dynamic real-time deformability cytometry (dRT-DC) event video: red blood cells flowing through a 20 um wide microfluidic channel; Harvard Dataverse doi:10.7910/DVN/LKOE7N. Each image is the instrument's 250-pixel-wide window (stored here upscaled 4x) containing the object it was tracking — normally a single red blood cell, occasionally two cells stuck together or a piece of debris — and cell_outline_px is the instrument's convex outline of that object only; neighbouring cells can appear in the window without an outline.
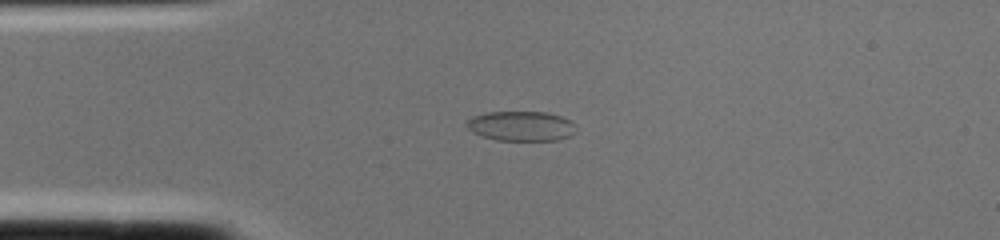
{"species": "common noctule bat (a hibernating species)", "species_latin": "Nyctalus noctula", "temperature_condition": "cold", "stored_images_in_passage": 1, "camera_frame_rate_fps": 3000, "um_per_image_px": 0.085, "animal": {"sex": "female", "body_mass_g": 22.0, "forearm_length_mm": 56.7}, "frame": {"image": 1, "passage_image": 1, "time_ms": 0.0, "image_size_px": [1000, 240], "cell_outline_px": [[576, 132], [572, 136], [556, 140], [496, 140], [480, 136], [472, 132], [464, 124], [472, 116], [488, 112], [544, 112], [560, 116], [572, 120], [576, 124]], "centroid_in_image_um": [44.31, 10.72], "position_along_channel_um": 40.7, "area_um2": 19.25}}